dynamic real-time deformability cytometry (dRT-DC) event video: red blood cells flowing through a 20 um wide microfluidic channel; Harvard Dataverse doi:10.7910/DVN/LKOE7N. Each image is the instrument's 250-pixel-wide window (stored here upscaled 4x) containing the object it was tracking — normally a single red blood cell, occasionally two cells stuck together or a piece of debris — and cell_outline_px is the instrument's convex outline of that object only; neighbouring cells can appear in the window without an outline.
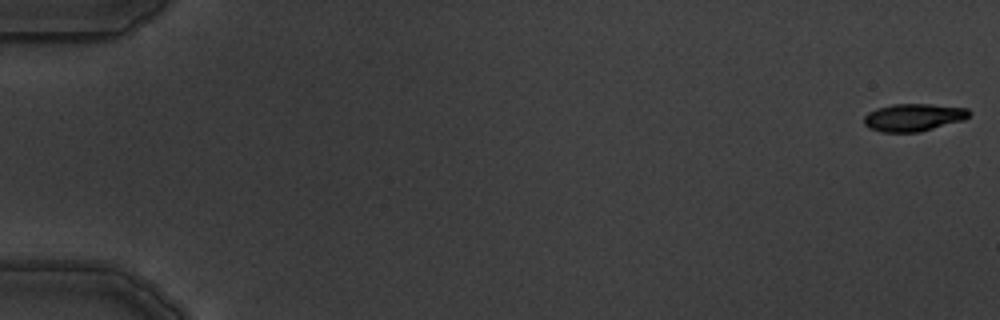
{"species": "common noctule bat (a hibernating species)", "species_latin": "Nyctalus noctula", "temperature_condition": "warm", "stored_images_in_passage": 5, "camera_frame_rate_fps": 3000, "um_per_image_px": 0.085, "animal": {"sex": "male", "body_mass_g": 19.5, "forearm_length_mm": 54.6}, "frame": {"image": 1, "passage_image": 1, "time_ms": 0.0, "image_size_px": [1000, 320], "cell_outline_px": [[972, 112], [964, 120], [920, 132], [884, 132], [868, 128], [864, 124], [864, 116], [868, 112], [876, 108], [892, 104], [928, 104], [968, 108]], "centroid_in_image_um": [77.64, 9.98], "position_along_channel_um": 7.4, "area_um2": 16.99}}
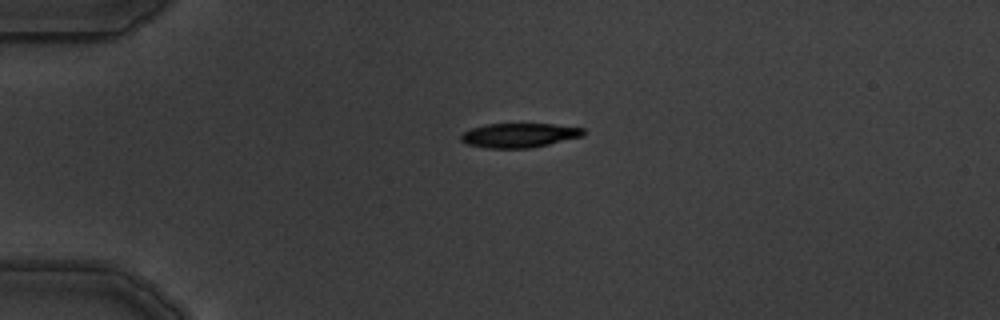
{"frame": {"image": 2, "passage_image": 4, "time_ms": 4.333, "image_size_px": [1000, 320], "cell_outline_px": [[584, 136], [532, 148], [488, 148], [468, 144], [460, 140], [460, 136], [464, 132], [472, 128], [488, 124], [552, 124], [584, 128]], "centroid_in_image_um": [44.15, 11.5], "position_along_channel_um": 40.8, "area_um2": 17.28}}